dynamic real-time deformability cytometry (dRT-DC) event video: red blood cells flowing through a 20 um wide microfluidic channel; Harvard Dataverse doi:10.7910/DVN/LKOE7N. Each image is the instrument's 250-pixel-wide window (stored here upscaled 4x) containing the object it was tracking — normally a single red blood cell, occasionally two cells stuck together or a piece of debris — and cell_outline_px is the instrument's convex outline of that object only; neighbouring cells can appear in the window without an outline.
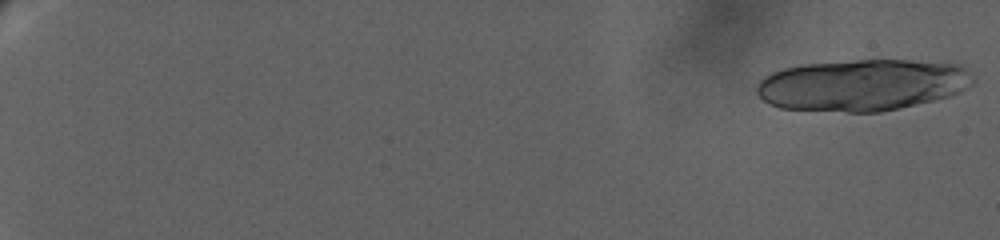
{"species": "human", "species_latin": "Homo sapiens", "temperature_condition": "warm", "stored_images_in_passage": 26, "camera_frame_rate_fps": 3000, "um_per_image_px": 0.085, "donor": {"sex": "female"}, "frame": {"image": 1, "passage_image": 1, "time_ms": 0.0, "image_size_px": [1000, 240], "cell_outline_px": [[976, 80], [972, 84], [960, 92], [948, 96], [932, 100], [880, 112], [848, 112], [780, 108], [768, 104], [756, 92], [756, 88], [760, 80], [764, 76], [772, 72], [784, 68], [800, 64], [856, 60], [948, 60], [964, 68], [976, 76]], "centroid_in_image_um": [73.34, 7.2], "position_along_channel_um": 11.7, "area_um2": 65.66}}
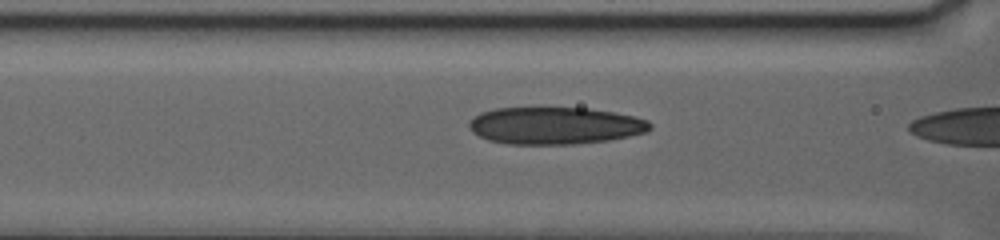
{"frame": {"image": 2, "passage_image": 25, "time_ms": 11.0, "image_size_px": [1000, 240], "cell_outline_px": [[652, 128], [644, 132], [628, 136], [608, 140], [576, 144], [508, 144], [488, 140], [472, 132], [468, 128], [468, 120], [480, 112], [496, 108], [588, 108], [612, 112], [632, 116], [648, 120], [652, 124]], "centroid_in_image_um": [47.12, 10.68], "position_along_channel_um": 119.5, "area_um2": 39.25}}